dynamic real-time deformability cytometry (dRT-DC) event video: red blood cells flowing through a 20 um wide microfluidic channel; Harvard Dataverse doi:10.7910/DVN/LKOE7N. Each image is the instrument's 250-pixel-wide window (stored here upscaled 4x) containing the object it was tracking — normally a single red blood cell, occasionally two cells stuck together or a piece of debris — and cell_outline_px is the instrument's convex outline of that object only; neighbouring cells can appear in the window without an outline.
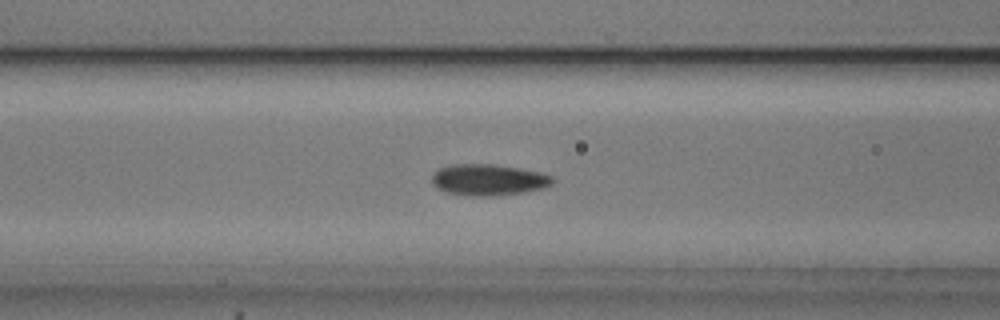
{"species": "common noctule bat (a hibernating species)", "species_latin": "Nyctalus noctula", "temperature_condition": "cold", "stored_images_in_passage": 53, "camera_frame_rate_fps": 3000, "um_per_image_px": 0.085, "animal": {"sex": "male", "body_mass_g": 20.5, "forearm_length_mm": 52.5}, "frame": {"image": 1, "passage_image": 21, "time_ms": 6.667, "image_size_px": [1000, 320], "cell_outline_px": [[556, 180], [552, 184], [544, 188], [524, 192], [492, 196], [468, 196], [448, 192], [436, 188], [432, 184], [432, 176], [436, 168], [452, 164], [496, 164], [520, 168], [540, 172], [552, 176]], "centroid_in_image_um": [41.51, 15.28], "position_along_channel_um": 125.1, "area_um2": 22.31}}
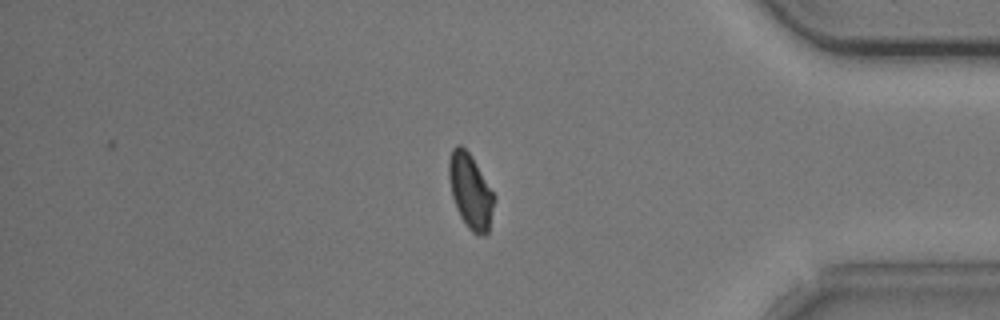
{"frame": {"image": 2, "passage_image": 45, "time_ms": 14.667, "image_size_px": [1000, 320], "cell_outline_px": [[496, 200], [488, 232], [480, 236], [472, 232], [468, 228], [460, 216], [456, 208], [452, 196], [448, 176], [448, 160], [452, 148], [456, 144], [460, 144], [472, 156], [496, 196]], "centroid_in_image_um": [39.99, 16.24], "position_along_channel_um": 395.2, "area_um2": 20.0}}
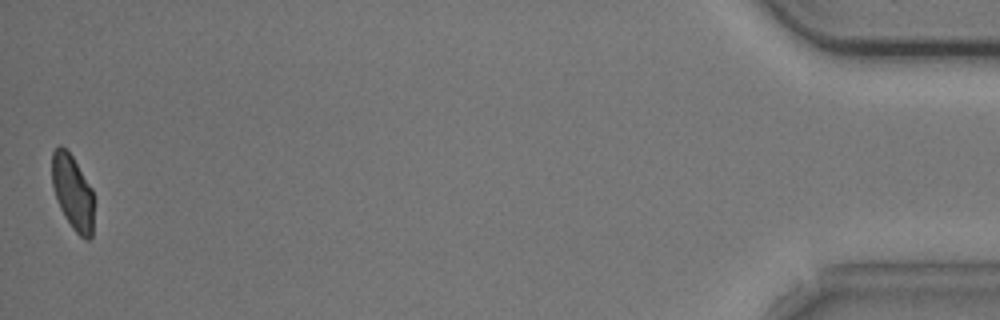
{"frame": {"image": 3, "passage_image": 53, "time_ms": 17.333, "image_size_px": [1000, 320], "cell_outline_px": [[92, 236], [88, 240], [84, 240], [72, 228], [64, 216], [60, 208], [52, 184], [52, 152], [60, 144], [72, 156], [92, 188]], "centroid_in_image_um": [6.16, 16.35], "position_along_channel_um": 429.0, "area_um2": 17.98}, "authors_computed_cell_mechanics": {"area_um2": 20.6346, "velocity_mm_per_s": 3.7306, "shape_relaxation_time_tau1_ms": 3.1472, "shape_relaxation_time_tau2_ms": 3.6807, "deformation_change_tau1": 0.0911, "deformation_change_tau2": 0.0738}}